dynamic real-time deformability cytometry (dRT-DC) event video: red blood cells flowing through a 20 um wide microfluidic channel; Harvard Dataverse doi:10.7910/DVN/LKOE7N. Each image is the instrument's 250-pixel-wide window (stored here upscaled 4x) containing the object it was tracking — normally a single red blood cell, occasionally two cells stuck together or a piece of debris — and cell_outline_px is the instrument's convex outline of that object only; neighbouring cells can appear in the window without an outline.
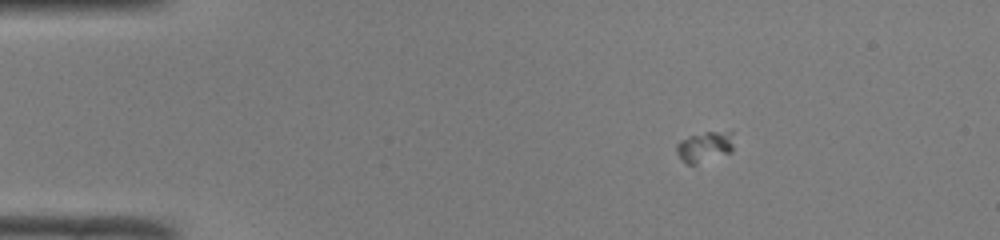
{"species": "common noctule bat (a hibernating species)", "species_latin": "Nyctalus noctula", "temperature_condition": "room temperature", "stored_images_in_passage": 57, "camera_frame_rate_fps": 3000, "um_per_image_px": 0.085, "animal": {"sex": "male", "body_mass_g": 19.0, "forearm_length_mm": 50.8}, "frame": {"image": 1, "passage_image": 11, "time_ms": 3.333, "image_size_px": [1000, 240], "cell_outline_px": [[732, 152], [696, 164], [688, 164], [680, 160], [676, 152], [676, 144], [680, 140], [688, 136], [704, 132], [732, 132]], "centroid_in_image_um": [59.85, 12.48], "position_along_channel_um": 25.2, "area_um2": 10.17}}